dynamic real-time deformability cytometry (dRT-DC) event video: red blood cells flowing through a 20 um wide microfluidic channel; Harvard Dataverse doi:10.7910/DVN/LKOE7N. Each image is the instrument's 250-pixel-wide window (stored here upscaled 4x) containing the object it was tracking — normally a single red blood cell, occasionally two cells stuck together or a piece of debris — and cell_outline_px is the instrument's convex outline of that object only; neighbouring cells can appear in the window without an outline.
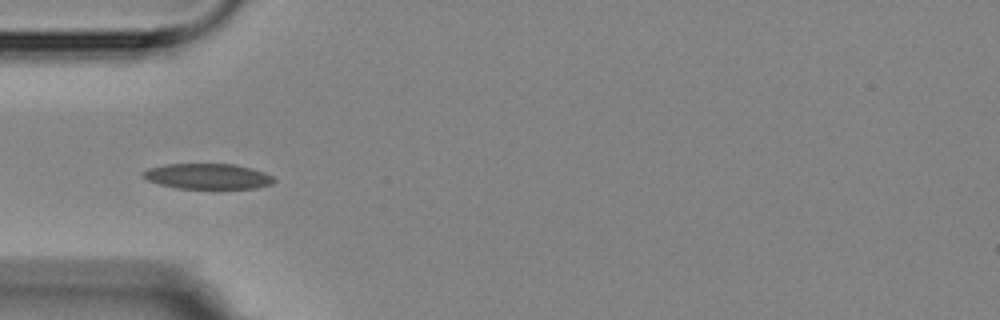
{"species": "Egyptian fruit bat (a non-hibernating species)", "species_latin": "Rousettus aegyptiacus", "temperature_condition": "room temperature", "stored_images_in_passage": 15, "camera_frame_rate_fps": 3000, "um_per_image_px": 0.085, "animal": {"sex": "female"}, "frame": {"image": 1, "passage_image": 4, "time_ms": 3.333, "image_size_px": [1000, 320], "cell_outline_px": [[276, 180], [272, 184], [256, 188], [176, 188], [160, 184], [148, 180], [140, 176], [148, 168], [164, 164], [236, 164], [264, 172], [272, 176]], "centroid_in_image_um": [17.65, 14.98], "position_along_channel_um": 67.3, "area_um2": 19.36}}
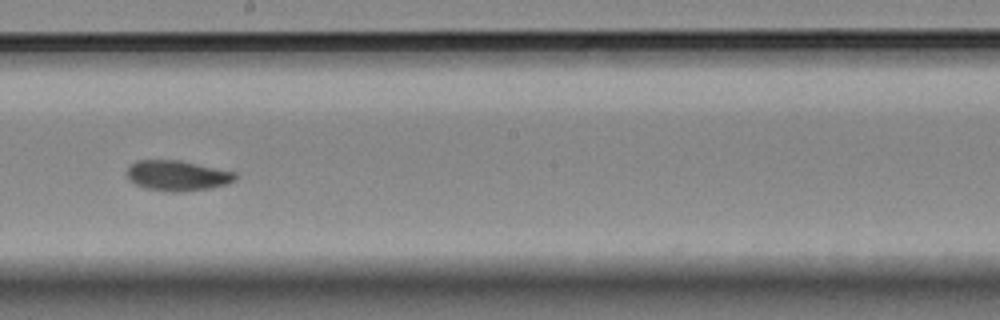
{"frame": {"image": 2, "passage_image": 8, "time_ms": 8.0, "image_size_px": [1000, 320], "cell_outline_px": [[236, 180], [228, 184], [212, 188], [180, 192], [172, 192], [148, 188], [136, 184], [128, 180], [128, 164], [136, 160], [180, 160], [236, 172]], "centroid_in_image_um": [15.09, 14.92], "position_along_channel_um": 233.1, "area_um2": 19.25}}
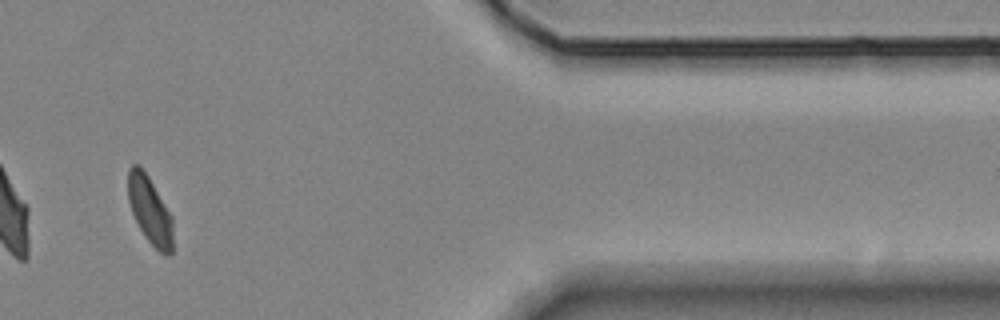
{"frame": {"image": 3, "passage_image": 13, "time_ms": 13.667, "image_size_px": [1000, 320], "cell_outline_px": [[172, 252], [168, 256], [160, 252], [144, 236], [132, 212], [128, 200], [128, 168], [132, 164], [140, 164], [148, 176], [172, 216]], "centroid_in_image_um": [12.73, 17.84], "position_along_channel_um": 398.7, "area_um2": 17.51}, "authors_computed_cell_mechanics": {"area_um2": 18.496, "velocity_mm_per_s": 3.546, "shape_relaxation_time_tau1_ms": 2.4498, "shape_relaxation_time_tau2_ms": 2.6123, "deformation_change_tau1": 0.0984, "deformation_change_tau2": 0.0536}}